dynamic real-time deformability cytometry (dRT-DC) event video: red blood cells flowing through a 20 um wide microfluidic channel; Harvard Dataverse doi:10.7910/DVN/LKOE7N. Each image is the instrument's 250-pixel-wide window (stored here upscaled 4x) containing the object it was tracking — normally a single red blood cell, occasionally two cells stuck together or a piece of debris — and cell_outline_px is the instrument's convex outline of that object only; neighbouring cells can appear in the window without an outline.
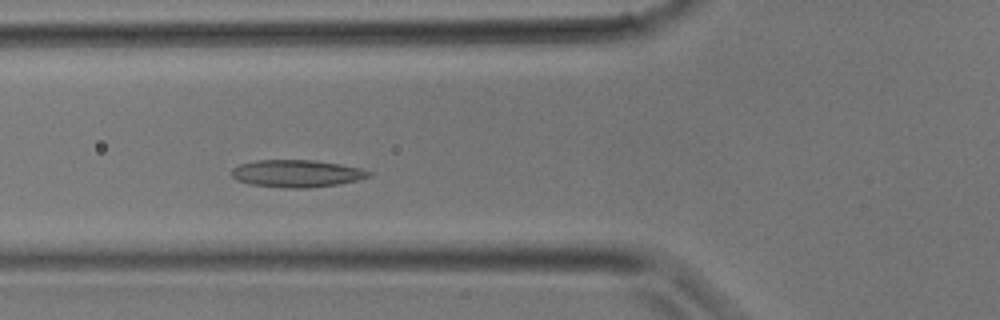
{"species": "common noctule bat (a hibernating species)", "species_latin": "Nyctalus noctula", "temperature_condition": "room temperature", "stored_images_in_passage": 31, "camera_frame_rate_fps": 3000, "um_per_image_px": 0.085, "animal": {"sex": "male", "body_mass_g": 17.9}, "frame": {"image": 1, "passage_image": 10, "time_ms": 3.0, "image_size_px": [1000, 320], "cell_outline_px": [[372, 176], [356, 180], [336, 184], [308, 188], [284, 188], [248, 184], [236, 180], [232, 176], [232, 168], [240, 164], [256, 160], [316, 160], [340, 164], [360, 168], [372, 172]], "centroid_in_image_um": [25.2, 14.75], "position_along_channel_um": 100.6, "area_um2": 21.91}}
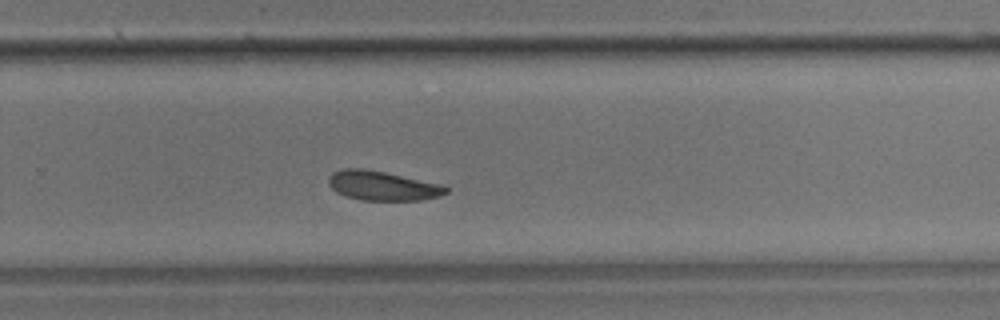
{"frame": {"image": 2, "passage_image": 20, "time_ms": 6.333, "image_size_px": [1000, 320], "cell_outline_px": [[448, 192], [440, 196], [420, 200], [360, 200], [336, 192], [328, 184], [328, 176], [332, 172], [344, 168], [364, 168], [444, 184], [448, 188]], "centroid_in_image_um": [32.52, 15.78], "position_along_channel_um": 297.3, "area_um2": 20.23}}
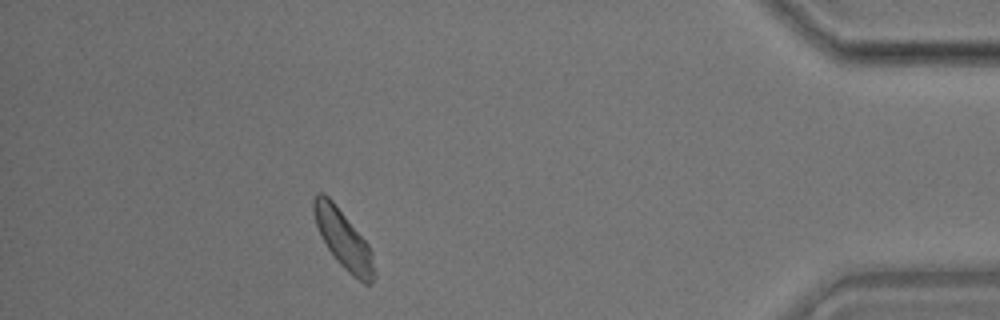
{"frame": {"image": 3, "passage_image": 28, "time_ms": 9.0, "image_size_px": [1000, 320], "cell_outline_px": [[376, 276], [372, 284], [364, 284], [352, 276], [336, 260], [320, 236], [312, 212], [312, 200], [316, 192], [324, 192], [332, 200], [368, 244], [372, 252], [376, 272]], "centroid_in_image_um": [29.18, 20.35], "position_along_channel_um": 406.0, "area_um2": 20.81}}